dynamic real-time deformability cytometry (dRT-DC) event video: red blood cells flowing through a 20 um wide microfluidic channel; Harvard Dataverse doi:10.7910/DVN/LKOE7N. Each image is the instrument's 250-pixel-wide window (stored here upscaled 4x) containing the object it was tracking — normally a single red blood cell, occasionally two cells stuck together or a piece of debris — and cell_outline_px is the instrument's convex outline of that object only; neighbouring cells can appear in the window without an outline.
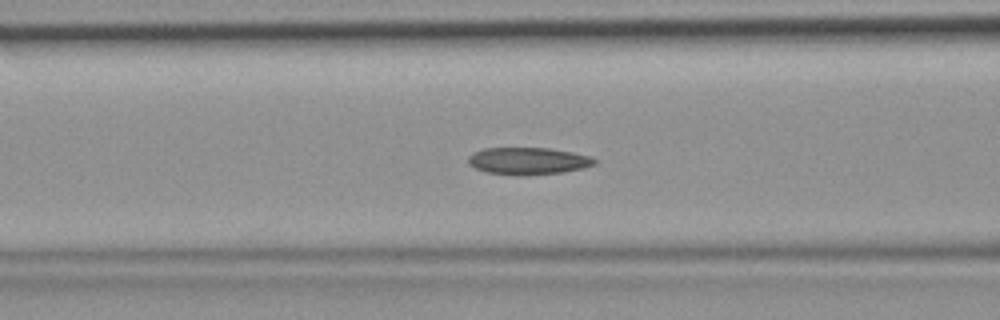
{"species": "common noctule bat (a hibernating species)", "species_latin": "Nyctalus noctula", "temperature_condition": "room temperature", "stored_images_in_passage": 46, "camera_frame_rate_fps": 3000, "um_per_image_px": 0.085, "animal": {"sex": "female", "body_mass_g": 19.9}, "frame": {"image": 1, "passage_image": 18, "time_ms": 5.667, "image_size_px": [1000, 320], "cell_outline_px": [[596, 164], [584, 168], [564, 172], [524, 176], [520, 176], [484, 172], [468, 164], [468, 156], [472, 152], [484, 148], [548, 148], [572, 152], [588, 156], [596, 160]], "centroid_in_image_um": [44.86, 13.69], "position_along_channel_um": 121.7, "area_um2": 20.17}}
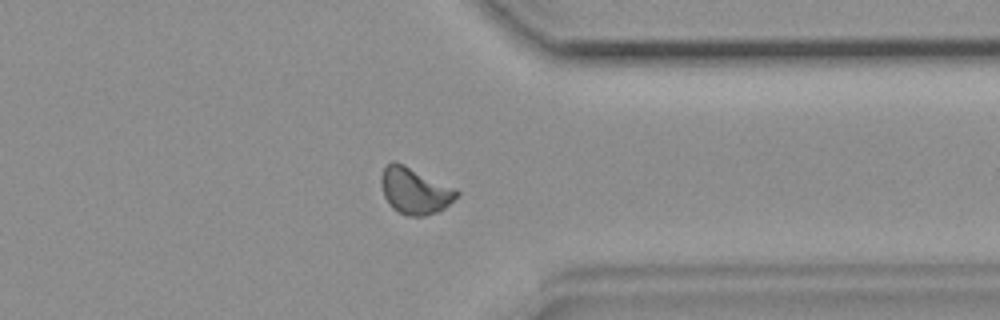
{"frame": {"image": 2, "passage_image": 36, "time_ms": 11.667, "image_size_px": [1000, 320], "cell_outline_px": [[460, 192], [444, 208], [436, 212], [424, 216], [404, 216], [392, 208], [384, 196], [380, 184], [380, 176], [384, 168], [392, 160], [396, 160], [456, 188]], "centroid_in_image_um": [35.22, 16.2], "position_along_channel_um": 376.2, "area_um2": 20.58}}
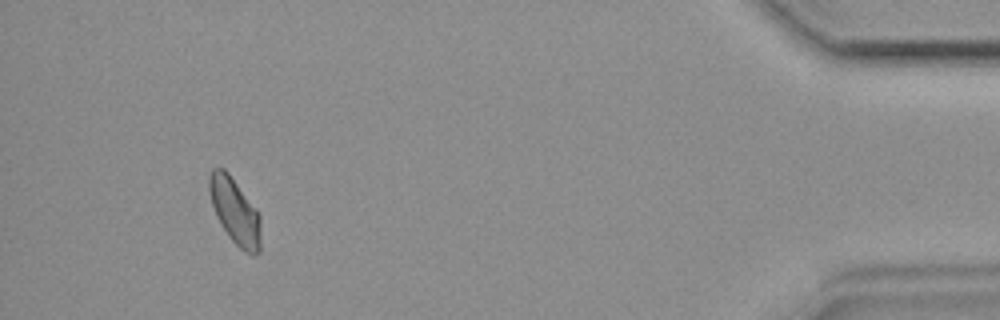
{"frame": {"image": 3, "passage_image": 43, "time_ms": 14.0, "image_size_px": [1000, 320], "cell_outline_px": [[260, 252], [252, 256], [244, 252], [228, 236], [216, 216], [212, 204], [208, 188], [208, 176], [212, 168], [224, 168], [228, 172], [260, 216]], "centroid_in_image_um": [19.95, 17.97], "position_along_channel_um": 415.3, "area_um2": 19.59}}